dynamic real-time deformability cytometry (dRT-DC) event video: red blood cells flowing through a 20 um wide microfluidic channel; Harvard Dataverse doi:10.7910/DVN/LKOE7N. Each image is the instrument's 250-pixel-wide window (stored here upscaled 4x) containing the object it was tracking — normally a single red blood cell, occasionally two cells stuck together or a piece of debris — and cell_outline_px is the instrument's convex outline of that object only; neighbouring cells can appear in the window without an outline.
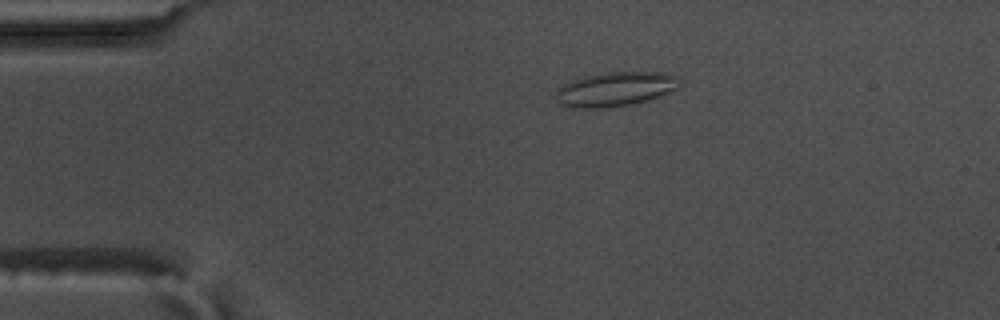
{"species": "common noctule bat (a hibernating species)", "species_latin": "Nyctalus noctula", "temperature_condition": "warm", "stored_images_in_passage": 57, "camera_frame_rate_fps": 3000, "um_per_image_px": 0.085, "animal": {"sex": "male", "body_mass_g": 17.5, "forearm_length_mm": 52.3}, "frame": {"image": 1, "passage_image": 12, "time_ms": 3.667, "image_size_px": [1000, 320], "cell_outline_px": [[680, 84], [676, 88], [668, 92], [648, 100], [632, 104], [604, 108], [564, 108], [556, 100], [556, 88], [572, 80], [584, 76], [608, 72], [664, 72], [676, 76], [680, 80]], "centroid_in_image_um": [52.25, 7.58], "position_along_channel_um": 32.8, "area_um2": 24.91}}
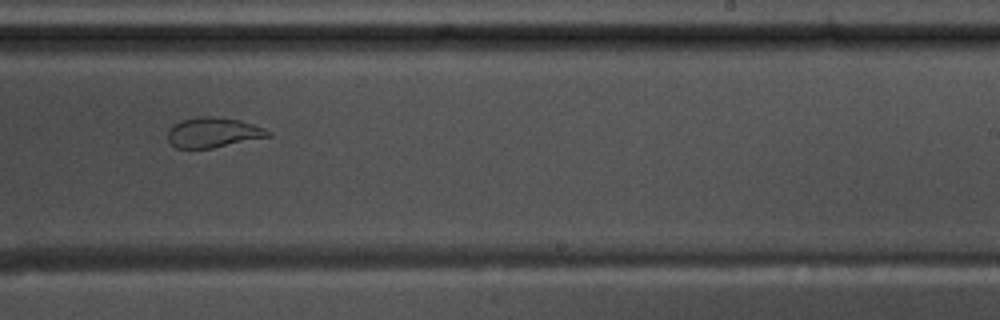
{"frame": {"image": 2, "passage_image": 36, "time_ms": 11.667, "image_size_px": [1000, 320], "cell_outline_px": [[272, 136], [212, 148], [176, 148], [168, 140], [168, 132], [172, 124], [180, 120], [200, 116], [212, 116], [240, 120], [264, 128], [272, 132]], "centroid_in_image_um": [18.12, 11.25], "position_along_channel_um": 270.9, "area_um2": 17.63}}
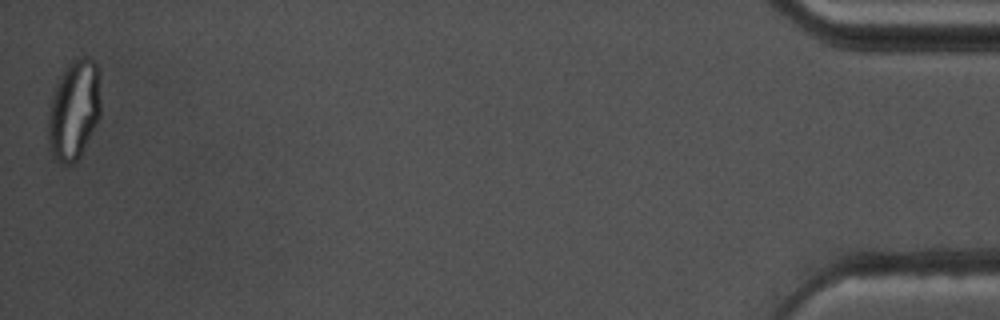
{"frame": {"image": 3, "passage_image": 57, "time_ms": 18.667, "image_size_px": [1000, 320], "cell_outline_px": [[100, 116], [80, 156], [72, 164], [64, 164], [52, 156], [48, 140], [48, 116], [56, 84], [68, 64], [72, 60], [88, 56], [96, 64], [100, 100]], "centroid_in_image_um": [6.28, 9.37], "position_along_channel_um": 428.9, "area_um2": 30.0}, "authors_computed_cell_mechanics": {"area_um2": 23.2934, "velocity_mm_per_s": 3.5905, "shape_relaxation_time_tau1_ms": null, "shape_relaxation_time_tau2_ms": 1.3048, "deformation_change_tau1": null, "deformation_change_tau2": 0.0801}}